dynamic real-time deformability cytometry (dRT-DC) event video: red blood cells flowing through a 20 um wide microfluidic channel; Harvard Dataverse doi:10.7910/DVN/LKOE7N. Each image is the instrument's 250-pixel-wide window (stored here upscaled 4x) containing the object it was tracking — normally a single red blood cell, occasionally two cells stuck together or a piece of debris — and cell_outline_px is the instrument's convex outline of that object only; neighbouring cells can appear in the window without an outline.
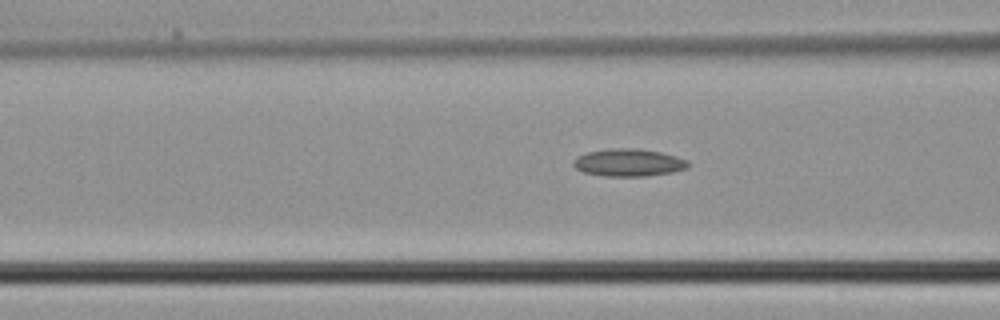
{"species": "common noctule bat (a hibernating species)", "species_latin": "Nyctalus noctula", "temperature_condition": "cold", "stored_images_in_passage": 6, "segment_of_instrument_passage": [2, 2], "camera_frame_rate_fps": 3000, "um_per_image_px": 0.085, "animal": {"sex": "male", "body_mass_g": 21.5, "forearm_length_mm": 52.0}, "frame": {"image": 1, "passage_image": 6, "time_ms": 1.667, "image_size_px": [1000, 320], "cell_outline_px": [[692, 164], [688, 168], [672, 172], [644, 176], [604, 176], [584, 172], [576, 168], [572, 164], [572, 160], [576, 156], [584, 152], [612, 148], [640, 148], [660, 152], [676, 156], [688, 160]], "centroid_in_image_um": [53.43, 13.81], "position_along_channel_um": 113.2, "area_um2": 18.67}}